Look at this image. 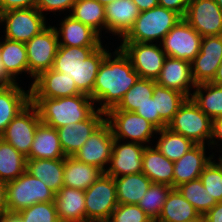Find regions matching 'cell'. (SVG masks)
<instances>
[{
  "label": "cell",
  "instance_id": "cell-1",
  "mask_svg": "<svg viewBox=\"0 0 222 222\" xmlns=\"http://www.w3.org/2000/svg\"><path fill=\"white\" fill-rule=\"evenodd\" d=\"M115 47L105 55L93 86V101L104 112L115 107L140 78L128 56L118 45Z\"/></svg>",
  "mask_w": 222,
  "mask_h": 222
},
{
  "label": "cell",
  "instance_id": "cell-2",
  "mask_svg": "<svg viewBox=\"0 0 222 222\" xmlns=\"http://www.w3.org/2000/svg\"><path fill=\"white\" fill-rule=\"evenodd\" d=\"M40 120L55 129L88 119L96 110L89 95L79 94L61 98H31Z\"/></svg>",
  "mask_w": 222,
  "mask_h": 222
},
{
  "label": "cell",
  "instance_id": "cell-3",
  "mask_svg": "<svg viewBox=\"0 0 222 222\" xmlns=\"http://www.w3.org/2000/svg\"><path fill=\"white\" fill-rule=\"evenodd\" d=\"M182 17L161 6L142 11L119 42L160 43Z\"/></svg>",
  "mask_w": 222,
  "mask_h": 222
},
{
  "label": "cell",
  "instance_id": "cell-4",
  "mask_svg": "<svg viewBox=\"0 0 222 222\" xmlns=\"http://www.w3.org/2000/svg\"><path fill=\"white\" fill-rule=\"evenodd\" d=\"M166 128L191 139L195 144L209 146L212 136V120L191 98L185 100Z\"/></svg>",
  "mask_w": 222,
  "mask_h": 222
},
{
  "label": "cell",
  "instance_id": "cell-5",
  "mask_svg": "<svg viewBox=\"0 0 222 222\" xmlns=\"http://www.w3.org/2000/svg\"><path fill=\"white\" fill-rule=\"evenodd\" d=\"M106 121L112 129L114 139L144 146L153 145L157 129L135 112L109 109L106 112Z\"/></svg>",
  "mask_w": 222,
  "mask_h": 222
},
{
  "label": "cell",
  "instance_id": "cell-6",
  "mask_svg": "<svg viewBox=\"0 0 222 222\" xmlns=\"http://www.w3.org/2000/svg\"><path fill=\"white\" fill-rule=\"evenodd\" d=\"M7 209L19 212L36 203L54 202L55 193L27 170L17 179L6 183Z\"/></svg>",
  "mask_w": 222,
  "mask_h": 222
},
{
  "label": "cell",
  "instance_id": "cell-7",
  "mask_svg": "<svg viewBox=\"0 0 222 222\" xmlns=\"http://www.w3.org/2000/svg\"><path fill=\"white\" fill-rule=\"evenodd\" d=\"M50 18L45 17L36 7L14 9L0 13L2 37L26 43L48 25Z\"/></svg>",
  "mask_w": 222,
  "mask_h": 222
},
{
  "label": "cell",
  "instance_id": "cell-8",
  "mask_svg": "<svg viewBox=\"0 0 222 222\" xmlns=\"http://www.w3.org/2000/svg\"><path fill=\"white\" fill-rule=\"evenodd\" d=\"M28 60L29 87L42 72L52 69L59 47L58 36L52 25H48L39 34L25 43Z\"/></svg>",
  "mask_w": 222,
  "mask_h": 222
},
{
  "label": "cell",
  "instance_id": "cell-9",
  "mask_svg": "<svg viewBox=\"0 0 222 222\" xmlns=\"http://www.w3.org/2000/svg\"><path fill=\"white\" fill-rule=\"evenodd\" d=\"M117 44L128 56L140 78L156 81L167 57L160 43L116 42Z\"/></svg>",
  "mask_w": 222,
  "mask_h": 222
},
{
  "label": "cell",
  "instance_id": "cell-10",
  "mask_svg": "<svg viewBox=\"0 0 222 222\" xmlns=\"http://www.w3.org/2000/svg\"><path fill=\"white\" fill-rule=\"evenodd\" d=\"M84 192L87 222L109 220L118 205L114 177L103 173Z\"/></svg>",
  "mask_w": 222,
  "mask_h": 222
},
{
  "label": "cell",
  "instance_id": "cell-11",
  "mask_svg": "<svg viewBox=\"0 0 222 222\" xmlns=\"http://www.w3.org/2000/svg\"><path fill=\"white\" fill-rule=\"evenodd\" d=\"M41 122L37 107L30 102L7 125L0 138L27 157L30 153L36 129Z\"/></svg>",
  "mask_w": 222,
  "mask_h": 222
},
{
  "label": "cell",
  "instance_id": "cell-12",
  "mask_svg": "<svg viewBox=\"0 0 222 222\" xmlns=\"http://www.w3.org/2000/svg\"><path fill=\"white\" fill-rule=\"evenodd\" d=\"M202 36L181 18L160 42L169 57L191 62L200 51Z\"/></svg>",
  "mask_w": 222,
  "mask_h": 222
},
{
  "label": "cell",
  "instance_id": "cell-13",
  "mask_svg": "<svg viewBox=\"0 0 222 222\" xmlns=\"http://www.w3.org/2000/svg\"><path fill=\"white\" fill-rule=\"evenodd\" d=\"M113 142L112 129L109 123L105 121L73 157L80 162L95 166L105 173L110 163Z\"/></svg>",
  "mask_w": 222,
  "mask_h": 222
},
{
  "label": "cell",
  "instance_id": "cell-14",
  "mask_svg": "<svg viewBox=\"0 0 222 222\" xmlns=\"http://www.w3.org/2000/svg\"><path fill=\"white\" fill-rule=\"evenodd\" d=\"M183 18L202 37L222 35V10L216 0H191Z\"/></svg>",
  "mask_w": 222,
  "mask_h": 222
},
{
  "label": "cell",
  "instance_id": "cell-15",
  "mask_svg": "<svg viewBox=\"0 0 222 222\" xmlns=\"http://www.w3.org/2000/svg\"><path fill=\"white\" fill-rule=\"evenodd\" d=\"M222 60V35L204 36L199 54L191 61L192 76L197 84L211 82Z\"/></svg>",
  "mask_w": 222,
  "mask_h": 222
},
{
  "label": "cell",
  "instance_id": "cell-16",
  "mask_svg": "<svg viewBox=\"0 0 222 222\" xmlns=\"http://www.w3.org/2000/svg\"><path fill=\"white\" fill-rule=\"evenodd\" d=\"M106 121V112L96 110L88 119L57 128L65 156H73L87 139Z\"/></svg>",
  "mask_w": 222,
  "mask_h": 222
},
{
  "label": "cell",
  "instance_id": "cell-17",
  "mask_svg": "<svg viewBox=\"0 0 222 222\" xmlns=\"http://www.w3.org/2000/svg\"><path fill=\"white\" fill-rule=\"evenodd\" d=\"M144 145L114 139L110 163L105 173L120 177L142 172Z\"/></svg>",
  "mask_w": 222,
  "mask_h": 222
},
{
  "label": "cell",
  "instance_id": "cell-18",
  "mask_svg": "<svg viewBox=\"0 0 222 222\" xmlns=\"http://www.w3.org/2000/svg\"><path fill=\"white\" fill-rule=\"evenodd\" d=\"M79 94L82 93L71 77L53 69L42 72L30 87L31 98H61Z\"/></svg>",
  "mask_w": 222,
  "mask_h": 222
},
{
  "label": "cell",
  "instance_id": "cell-19",
  "mask_svg": "<svg viewBox=\"0 0 222 222\" xmlns=\"http://www.w3.org/2000/svg\"><path fill=\"white\" fill-rule=\"evenodd\" d=\"M65 16V17H64ZM63 19L57 20L56 30L59 46L84 47L101 46L106 42L95 30L74 19L71 15L64 14ZM103 40V41H102Z\"/></svg>",
  "mask_w": 222,
  "mask_h": 222
},
{
  "label": "cell",
  "instance_id": "cell-20",
  "mask_svg": "<svg viewBox=\"0 0 222 222\" xmlns=\"http://www.w3.org/2000/svg\"><path fill=\"white\" fill-rule=\"evenodd\" d=\"M212 159L213 152L210 146L196 144L179 160L174 162L173 188H176L183 183L198 179L203 172V169Z\"/></svg>",
  "mask_w": 222,
  "mask_h": 222
},
{
  "label": "cell",
  "instance_id": "cell-21",
  "mask_svg": "<svg viewBox=\"0 0 222 222\" xmlns=\"http://www.w3.org/2000/svg\"><path fill=\"white\" fill-rule=\"evenodd\" d=\"M132 0H116L105 6V34L116 37L117 42L129 32L140 14ZM112 34V35H110Z\"/></svg>",
  "mask_w": 222,
  "mask_h": 222
},
{
  "label": "cell",
  "instance_id": "cell-22",
  "mask_svg": "<svg viewBox=\"0 0 222 222\" xmlns=\"http://www.w3.org/2000/svg\"><path fill=\"white\" fill-rule=\"evenodd\" d=\"M156 83L190 98L196 87L191 62L167 56Z\"/></svg>",
  "mask_w": 222,
  "mask_h": 222
},
{
  "label": "cell",
  "instance_id": "cell-23",
  "mask_svg": "<svg viewBox=\"0 0 222 222\" xmlns=\"http://www.w3.org/2000/svg\"><path fill=\"white\" fill-rule=\"evenodd\" d=\"M54 202L60 222H87L84 190L64 186Z\"/></svg>",
  "mask_w": 222,
  "mask_h": 222
},
{
  "label": "cell",
  "instance_id": "cell-24",
  "mask_svg": "<svg viewBox=\"0 0 222 222\" xmlns=\"http://www.w3.org/2000/svg\"><path fill=\"white\" fill-rule=\"evenodd\" d=\"M22 85H25V87ZM30 102V87L28 86L27 90L26 84L18 83L12 86L0 87V134Z\"/></svg>",
  "mask_w": 222,
  "mask_h": 222
},
{
  "label": "cell",
  "instance_id": "cell-25",
  "mask_svg": "<svg viewBox=\"0 0 222 222\" xmlns=\"http://www.w3.org/2000/svg\"><path fill=\"white\" fill-rule=\"evenodd\" d=\"M142 173L152 183L173 187L174 162L167 159L154 145L145 147L142 156Z\"/></svg>",
  "mask_w": 222,
  "mask_h": 222
},
{
  "label": "cell",
  "instance_id": "cell-26",
  "mask_svg": "<svg viewBox=\"0 0 222 222\" xmlns=\"http://www.w3.org/2000/svg\"><path fill=\"white\" fill-rule=\"evenodd\" d=\"M0 57L7 73L18 83L22 75L28 78L27 48L25 43L0 37ZM20 75V77H19ZM22 81V82H21Z\"/></svg>",
  "mask_w": 222,
  "mask_h": 222
},
{
  "label": "cell",
  "instance_id": "cell-27",
  "mask_svg": "<svg viewBox=\"0 0 222 222\" xmlns=\"http://www.w3.org/2000/svg\"><path fill=\"white\" fill-rule=\"evenodd\" d=\"M65 157L57 130L40 122L26 159H59Z\"/></svg>",
  "mask_w": 222,
  "mask_h": 222
},
{
  "label": "cell",
  "instance_id": "cell-28",
  "mask_svg": "<svg viewBox=\"0 0 222 222\" xmlns=\"http://www.w3.org/2000/svg\"><path fill=\"white\" fill-rule=\"evenodd\" d=\"M26 170L55 194L64 187V158L27 159Z\"/></svg>",
  "mask_w": 222,
  "mask_h": 222
},
{
  "label": "cell",
  "instance_id": "cell-29",
  "mask_svg": "<svg viewBox=\"0 0 222 222\" xmlns=\"http://www.w3.org/2000/svg\"><path fill=\"white\" fill-rule=\"evenodd\" d=\"M103 172L92 165L78 161L73 156L64 158V186L87 190Z\"/></svg>",
  "mask_w": 222,
  "mask_h": 222
},
{
  "label": "cell",
  "instance_id": "cell-30",
  "mask_svg": "<svg viewBox=\"0 0 222 222\" xmlns=\"http://www.w3.org/2000/svg\"><path fill=\"white\" fill-rule=\"evenodd\" d=\"M118 204L137 205L152 181L142 172L114 177Z\"/></svg>",
  "mask_w": 222,
  "mask_h": 222
},
{
  "label": "cell",
  "instance_id": "cell-31",
  "mask_svg": "<svg viewBox=\"0 0 222 222\" xmlns=\"http://www.w3.org/2000/svg\"><path fill=\"white\" fill-rule=\"evenodd\" d=\"M104 44L105 43L78 64L76 87L81 93L89 95L92 100L93 86L99 66L104 60L105 55L110 51L109 48L111 49L115 46L114 44H111V41L108 44ZM109 45H112V47Z\"/></svg>",
  "mask_w": 222,
  "mask_h": 222
},
{
  "label": "cell",
  "instance_id": "cell-32",
  "mask_svg": "<svg viewBox=\"0 0 222 222\" xmlns=\"http://www.w3.org/2000/svg\"><path fill=\"white\" fill-rule=\"evenodd\" d=\"M201 217L195 207L176 188H173L163 205L156 222H189Z\"/></svg>",
  "mask_w": 222,
  "mask_h": 222
},
{
  "label": "cell",
  "instance_id": "cell-33",
  "mask_svg": "<svg viewBox=\"0 0 222 222\" xmlns=\"http://www.w3.org/2000/svg\"><path fill=\"white\" fill-rule=\"evenodd\" d=\"M100 46L69 47L59 46L52 69L71 77L76 84L78 64L90 56Z\"/></svg>",
  "mask_w": 222,
  "mask_h": 222
},
{
  "label": "cell",
  "instance_id": "cell-34",
  "mask_svg": "<svg viewBox=\"0 0 222 222\" xmlns=\"http://www.w3.org/2000/svg\"><path fill=\"white\" fill-rule=\"evenodd\" d=\"M69 15L91 27L103 39L113 38L105 36V6L96 0H76Z\"/></svg>",
  "mask_w": 222,
  "mask_h": 222
},
{
  "label": "cell",
  "instance_id": "cell-35",
  "mask_svg": "<svg viewBox=\"0 0 222 222\" xmlns=\"http://www.w3.org/2000/svg\"><path fill=\"white\" fill-rule=\"evenodd\" d=\"M190 98L211 120L222 117V85L197 84Z\"/></svg>",
  "mask_w": 222,
  "mask_h": 222
},
{
  "label": "cell",
  "instance_id": "cell-36",
  "mask_svg": "<svg viewBox=\"0 0 222 222\" xmlns=\"http://www.w3.org/2000/svg\"><path fill=\"white\" fill-rule=\"evenodd\" d=\"M154 146L170 161L179 160L196 144L189 138L177 134L168 128L157 130Z\"/></svg>",
  "mask_w": 222,
  "mask_h": 222
},
{
  "label": "cell",
  "instance_id": "cell-37",
  "mask_svg": "<svg viewBox=\"0 0 222 222\" xmlns=\"http://www.w3.org/2000/svg\"><path fill=\"white\" fill-rule=\"evenodd\" d=\"M27 159L11 144L0 138V180L9 182L26 171Z\"/></svg>",
  "mask_w": 222,
  "mask_h": 222
},
{
  "label": "cell",
  "instance_id": "cell-38",
  "mask_svg": "<svg viewBox=\"0 0 222 222\" xmlns=\"http://www.w3.org/2000/svg\"><path fill=\"white\" fill-rule=\"evenodd\" d=\"M152 98L155 100L156 112H158L160 119L166 125H168L180 106L187 99L183 93L161 86L157 83L154 84Z\"/></svg>",
  "mask_w": 222,
  "mask_h": 222
},
{
  "label": "cell",
  "instance_id": "cell-39",
  "mask_svg": "<svg viewBox=\"0 0 222 222\" xmlns=\"http://www.w3.org/2000/svg\"><path fill=\"white\" fill-rule=\"evenodd\" d=\"M155 80L139 78L125 93L121 101L111 109L135 112L153 96Z\"/></svg>",
  "mask_w": 222,
  "mask_h": 222
},
{
  "label": "cell",
  "instance_id": "cell-40",
  "mask_svg": "<svg viewBox=\"0 0 222 222\" xmlns=\"http://www.w3.org/2000/svg\"><path fill=\"white\" fill-rule=\"evenodd\" d=\"M178 192L190 202L201 216L206 214L217 202L210 196L201 180L195 179L176 187Z\"/></svg>",
  "mask_w": 222,
  "mask_h": 222
},
{
  "label": "cell",
  "instance_id": "cell-41",
  "mask_svg": "<svg viewBox=\"0 0 222 222\" xmlns=\"http://www.w3.org/2000/svg\"><path fill=\"white\" fill-rule=\"evenodd\" d=\"M173 189L168 185L152 183L144 197L138 202V206L156 222L161 215L163 205L168 194Z\"/></svg>",
  "mask_w": 222,
  "mask_h": 222
},
{
  "label": "cell",
  "instance_id": "cell-42",
  "mask_svg": "<svg viewBox=\"0 0 222 222\" xmlns=\"http://www.w3.org/2000/svg\"><path fill=\"white\" fill-rule=\"evenodd\" d=\"M199 179L210 196L216 202H222V168L214 159L203 169Z\"/></svg>",
  "mask_w": 222,
  "mask_h": 222
},
{
  "label": "cell",
  "instance_id": "cell-43",
  "mask_svg": "<svg viewBox=\"0 0 222 222\" xmlns=\"http://www.w3.org/2000/svg\"><path fill=\"white\" fill-rule=\"evenodd\" d=\"M23 222H60L55 202L36 203L18 212Z\"/></svg>",
  "mask_w": 222,
  "mask_h": 222
},
{
  "label": "cell",
  "instance_id": "cell-44",
  "mask_svg": "<svg viewBox=\"0 0 222 222\" xmlns=\"http://www.w3.org/2000/svg\"><path fill=\"white\" fill-rule=\"evenodd\" d=\"M109 222H154L138 205L118 204Z\"/></svg>",
  "mask_w": 222,
  "mask_h": 222
},
{
  "label": "cell",
  "instance_id": "cell-45",
  "mask_svg": "<svg viewBox=\"0 0 222 222\" xmlns=\"http://www.w3.org/2000/svg\"><path fill=\"white\" fill-rule=\"evenodd\" d=\"M76 0H38L36 8L45 16L52 13L54 16L70 14ZM56 13H59L56 14ZM62 14V15H61Z\"/></svg>",
  "mask_w": 222,
  "mask_h": 222
},
{
  "label": "cell",
  "instance_id": "cell-46",
  "mask_svg": "<svg viewBox=\"0 0 222 222\" xmlns=\"http://www.w3.org/2000/svg\"><path fill=\"white\" fill-rule=\"evenodd\" d=\"M135 113L148 120L157 130L167 127L156 112L155 100L152 97L142 106H139Z\"/></svg>",
  "mask_w": 222,
  "mask_h": 222
},
{
  "label": "cell",
  "instance_id": "cell-47",
  "mask_svg": "<svg viewBox=\"0 0 222 222\" xmlns=\"http://www.w3.org/2000/svg\"><path fill=\"white\" fill-rule=\"evenodd\" d=\"M38 0H0V13L14 9H29L37 5Z\"/></svg>",
  "mask_w": 222,
  "mask_h": 222
},
{
  "label": "cell",
  "instance_id": "cell-48",
  "mask_svg": "<svg viewBox=\"0 0 222 222\" xmlns=\"http://www.w3.org/2000/svg\"><path fill=\"white\" fill-rule=\"evenodd\" d=\"M209 146L212 152L222 148V117L212 120V136Z\"/></svg>",
  "mask_w": 222,
  "mask_h": 222
},
{
  "label": "cell",
  "instance_id": "cell-49",
  "mask_svg": "<svg viewBox=\"0 0 222 222\" xmlns=\"http://www.w3.org/2000/svg\"><path fill=\"white\" fill-rule=\"evenodd\" d=\"M191 0H158L159 6L178 13L182 18L185 16Z\"/></svg>",
  "mask_w": 222,
  "mask_h": 222
},
{
  "label": "cell",
  "instance_id": "cell-50",
  "mask_svg": "<svg viewBox=\"0 0 222 222\" xmlns=\"http://www.w3.org/2000/svg\"><path fill=\"white\" fill-rule=\"evenodd\" d=\"M203 217L205 222H222V202H217Z\"/></svg>",
  "mask_w": 222,
  "mask_h": 222
},
{
  "label": "cell",
  "instance_id": "cell-51",
  "mask_svg": "<svg viewBox=\"0 0 222 222\" xmlns=\"http://www.w3.org/2000/svg\"><path fill=\"white\" fill-rule=\"evenodd\" d=\"M18 84L6 71L3 61L0 57V87L12 86Z\"/></svg>",
  "mask_w": 222,
  "mask_h": 222
},
{
  "label": "cell",
  "instance_id": "cell-52",
  "mask_svg": "<svg viewBox=\"0 0 222 222\" xmlns=\"http://www.w3.org/2000/svg\"><path fill=\"white\" fill-rule=\"evenodd\" d=\"M6 211H8L6 182L0 180V216Z\"/></svg>",
  "mask_w": 222,
  "mask_h": 222
},
{
  "label": "cell",
  "instance_id": "cell-53",
  "mask_svg": "<svg viewBox=\"0 0 222 222\" xmlns=\"http://www.w3.org/2000/svg\"><path fill=\"white\" fill-rule=\"evenodd\" d=\"M139 8L140 12L159 6L158 0H132Z\"/></svg>",
  "mask_w": 222,
  "mask_h": 222
},
{
  "label": "cell",
  "instance_id": "cell-54",
  "mask_svg": "<svg viewBox=\"0 0 222 222\" xmlns=\"http://www.w3.org/2000/svg\"><path fill=\"white\" fill-rule=\"evenodd\" d=\"M0 222H23L18 212L6 211L0 216Z\"/></svg>",
  "mask_w": 222,
  "mask_h": 222
},
{
  "label": "cell",
  "instance_id": "cell-55",
  "mask_svg": "<svg viewBox=\"0 0 222 222\" xmlns=\"http://www.w3.org/2000/svg\"><path fill=\"white\" fill-rule=\"evenodd\" d=\"M211 83L216 84V85H222V60H221V63L219 64V67L216 71L215 77L211 81Z\"/></svg>",
  "mask_w": 222,
  "mask_h": 222
},
{
  "label": "cell",
  "instance_id": "cell-56",
  "mask_svg": "<svg viewBox=\"0 0 222 222\" xmlns=\"http://www.w3.org/2000/svg\"><path fill=\"white\" fill-rule=\"evenodd\" d=\"M218 153V154H216ZM221 153V154H220ZM218 155V156H217ZM213 159L222 168V148L213 151Z\"/></svg>",
  "mask_w": 222,
  "mask_h": 222
},
{
  "label": "cell",
  "instance_id": "cell-57",
  "mask_svg": "<svg viewBox=\"0 0 222 222\" xmlns=\"http://www.w3.org/2000/svg\"><path fill=\"white\" fill-rule=\"evenodd\" d=\"M96 1H97L98 3L106 6V5H108L109 3H112V2H114V1H116V0H96Z\"/></svg>",
  "mask_w": 222,
  "mask_h": 222
},
{
  "label": "cell",
  "instance_id": "cell-58",
  "mask_svg": "<svg viewBox=\"0 0 222 222\" xmlns=\"http://www.w3.org/2000/svg\"><path fill=\"white\" fill-rule=\"evenodd\" d=\"M189 222H205V220H204V217L201 216L199 219H195V220H192V221H189Z\"/></svg>",
  "mask_w": 222,
  "mask_h": 222
},
{
  "label": "cell",
  "instance_id": "cell-59",
  "mask_svg": "<svg viewBox=\"0 0 222 222\" xmlns=\"http://www.w3.org/2000/svg\"><path fill=\"white\" fill-rule=\"evenodd\" d=\"M216 3L218 4L220 9L222 10V0H216Z\"/></svg>",
  "mask_w": 222,
  "mask_h": 222
},
{
  "label": "cell",
  "instance_id": "cell-60",
  "mask_svg": "<svg viewBox=\"0 0 222 222\" xmlns=\"http://www.w3.org/2000/svg\"><path fill=\"white\" fill-rule=\"evenodd\" d=\"M93 222H109V220H103V221H93Z\"/></svg>",
  "mask_w": 222,
  "mask_h": 222
}]
</instances>
